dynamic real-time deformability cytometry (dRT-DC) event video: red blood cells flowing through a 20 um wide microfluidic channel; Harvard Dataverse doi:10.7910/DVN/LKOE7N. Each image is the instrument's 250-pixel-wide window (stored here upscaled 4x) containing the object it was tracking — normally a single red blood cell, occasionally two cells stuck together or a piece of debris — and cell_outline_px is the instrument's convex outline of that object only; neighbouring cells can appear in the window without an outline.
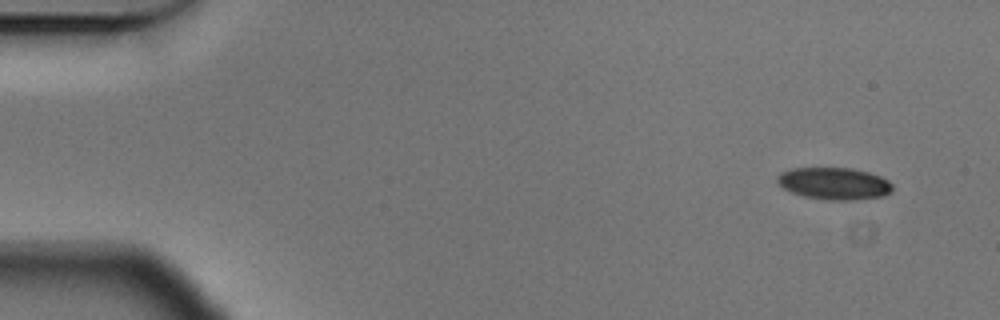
{"species": "Egyptian fruit bat (a non-hibernating species)", "species_latin": "Rousettus aegyptiacus", "temperature_condition": "cold", "stored_images_in_passage": 54, "camera_frame_rate_fps": 3000, "um_per_image_px": 0.085, "animal": {"sex": "male"}, "frame": {"image": 1, "passage_image": 1, "time_ms": 0.0, "image_size_px": [1000, 320], "cell_outline_px": [[892, 188], [884, 196], [856, 200], [828, 200], [804, 196], [792, 192], [784, 188], [776, 180], [776, 176], [780, 172], [792, 168], [852, 168], [868, 172], [880, 176], [888, 180], [892, 184]], "centroid_in_image_um": [70.89, 15.59], "position_along_channel_um": 14.1, "area_um2": 21.5}}
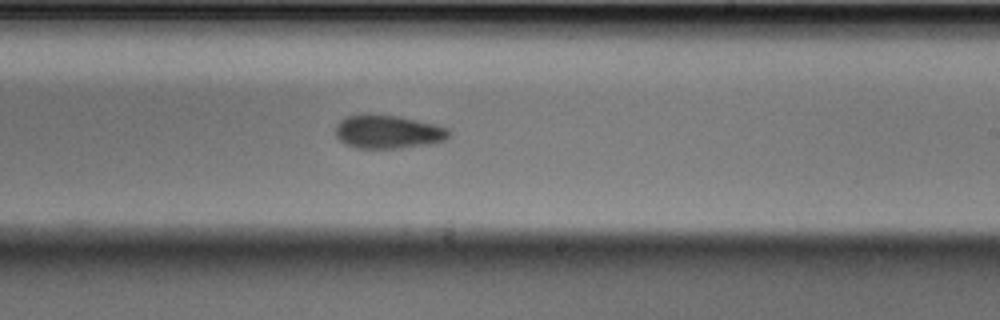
{"frame": {"image": 2, "passage_image": 31, "time_ms": 10.0, "image_size_px": [1000, 320], "cell_outline_px": [[448, 136], [444, 140], [428, 144], [400, 148], [356, 148], [344, 144], [336, 136], [336, 124], [344, 116], [368, 112], [396, 116], [416, 120], [448, 128]], "centroid_in_image_um": [32.88, 11.18], "position_along_channel_um": 256.1, "area_um2": 22.25}}
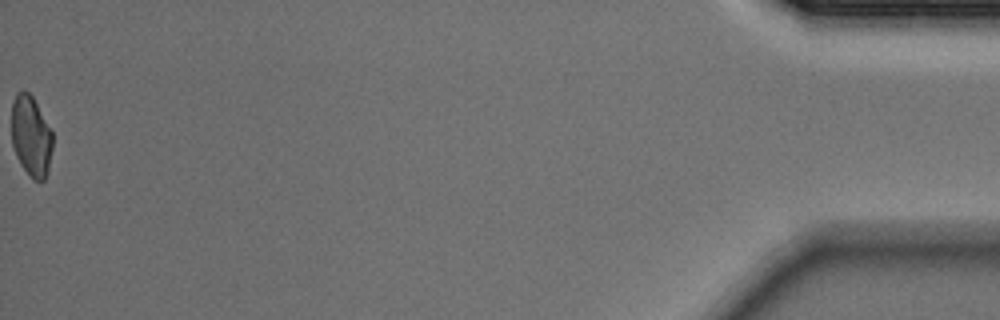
{"frame": {"image": 3, "passage_image": 54, "time_ms": 17.667, "image_size_px": [1000, 320], "cell_outline_px": [[52, 148], [48, 172], [44, 180], [32, 180], [20, 164], [16, 156], [12, 144], [12, 100], [16, 92], [24, 88], [32, 96], [52, 132]], "centroid_in_image_um": [2.62, 11.57], "position_along_channel_um": 432.6, "area_um2": 19.42}, "authors_computed_cell_mechanics": {"area_um2": 22.0796, "velocity_mm_per_s": 3.5601, "shape_relaxation_time_tau1_ms": 4.7848, "shape_relaxation_time_tau2_ms": 6.1353, "deformation_change_tau1": 0.1091, "deformation_change_tau2": 0.1022}}